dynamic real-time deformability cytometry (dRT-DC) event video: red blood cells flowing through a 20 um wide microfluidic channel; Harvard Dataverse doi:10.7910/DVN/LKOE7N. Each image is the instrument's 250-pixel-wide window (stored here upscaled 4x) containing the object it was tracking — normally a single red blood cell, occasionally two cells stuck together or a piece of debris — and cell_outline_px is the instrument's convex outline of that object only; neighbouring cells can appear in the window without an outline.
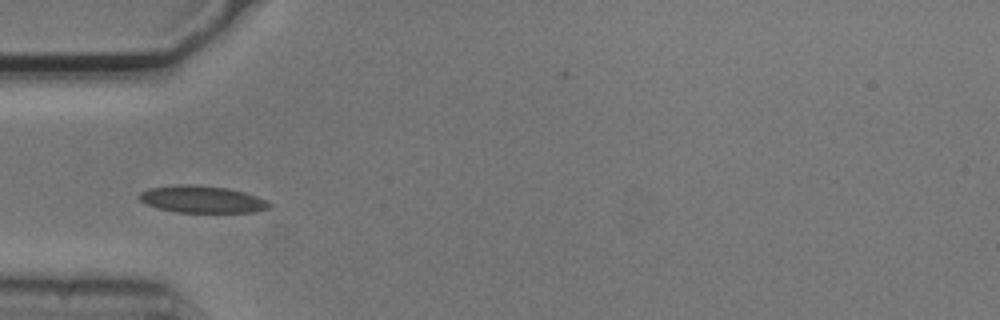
{"species": "common noctule bat (a hibernating species)", "species_latin": "Nyctalus noctula", "temperature_condition": "cold", "stored_images_in_passage": 1, "camera_frame_rate_fps": 3000, "um_per_image_px": 0.085, "animal": {"sex": "male", "body_mass_g": 20.5, "forearm_length_mm": 52.5}, "frame": {"image": 1, "passage_image": 1, "time_ms": 0.0, "image_size_px": [1000, 320], "cell_outline_px": [[272, 208], [252, 212], [176, 212], [156, 208], [144, 204], [136, 196], [140, 192], [148, 188], [176, 184], [196, 184], [228, 188], [244, 192], [256, 196], [272, 204]], "centroid_in_image_um": [17.11, 16.93], "position_along_channel_um": 67.9, "area_um2": 20.81}}